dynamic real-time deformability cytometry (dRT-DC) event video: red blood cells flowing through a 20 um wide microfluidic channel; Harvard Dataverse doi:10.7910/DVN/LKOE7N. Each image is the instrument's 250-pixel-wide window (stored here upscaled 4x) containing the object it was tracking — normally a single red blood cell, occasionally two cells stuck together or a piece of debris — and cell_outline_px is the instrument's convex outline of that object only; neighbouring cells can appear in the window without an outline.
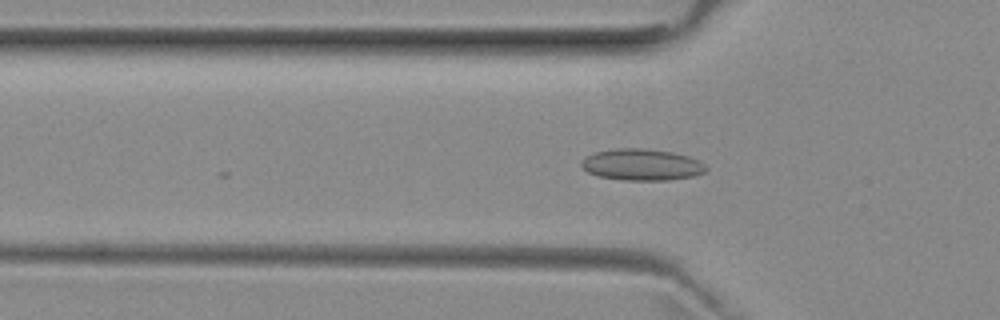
{"species": "common noctule bat (a hibernating species)", "species_latin": "Nyctalus noctula", "temperature_condition": "room temperature", "stored_images_in_passage": 14, "camera_frame_rate_fps": 3000, "um_per_image_px": 0.085, "animal": {"sex": "female", "body_mass_g": 29.2, "forearm_length_mm": 56.3}, "frame": {"image": 1, "passage_image": 5, "time_ms": 1.333, "image_size_px": [1000, 320], "cell_outline_px": [[708, 168], [704, 172], [692, 176], [668, 180], [624, 180], [600, 176], [588, 172], [580, 164], [584, 156], [596, 152], [616, 148], [644, 148], [672, 152], [688, 156], [700, 160]], "centroid_in_image_um": [54.55, 13.99], "position_along_channel_um": 71.2, "area_um2": 22.83}}
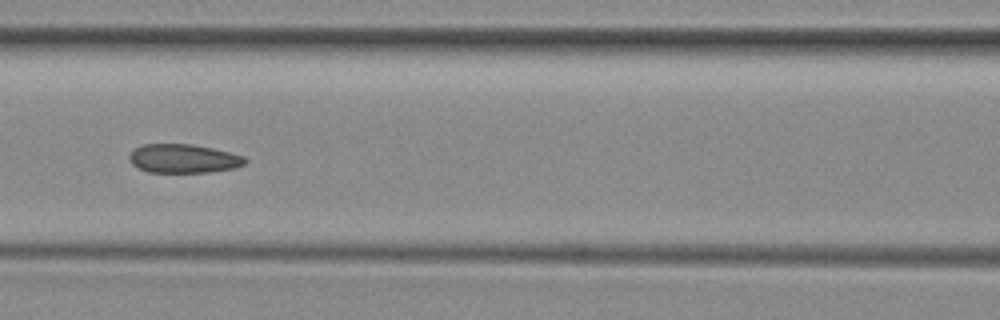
{"frame": {"image": 2, "passage_image": 11, "time_ms": 3.333, "image_size_px": [1000, 320], "cell_outline_px": [[248, 160], [244, 164], [236, 168], [208, 172], [148, 172], [132, 164], [128, 160], [128, 156], [140, 144], [192, 144], [212, 148], [244, 156]], "centroid_in_image_um": [15.59, 13.47], "position_along_channel_um": 151.0, "area_um2": 19.42}}
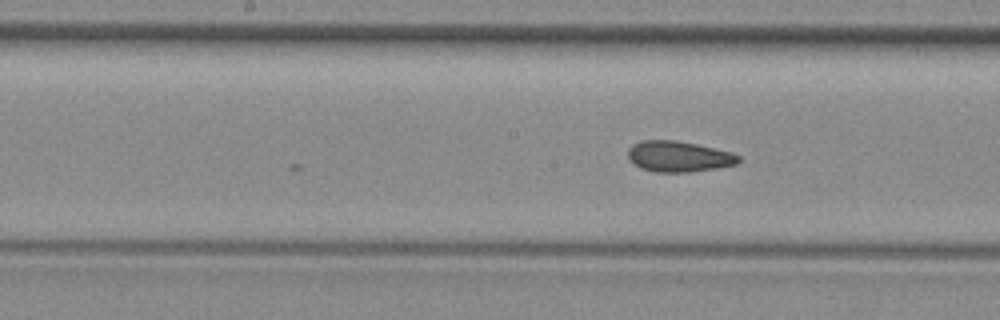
{"frame": {"image": 3, "passage_image": 14, "time_ms": 4.333, "image_size_px": [1000, 320], "cell_outline_px": [[740, 160], [736, 164], [720, 168], [692, 172], [656, 172], [640, 168], [628, 160], [628, 148], [632, 144], [640, 140], [676, 140], [696, 144], [732, 152], [740, 156]], "centroid_in_image_um": [57.67, 13.3], "position_along_channel_um": 190.5, "area_um2": 20.11}}